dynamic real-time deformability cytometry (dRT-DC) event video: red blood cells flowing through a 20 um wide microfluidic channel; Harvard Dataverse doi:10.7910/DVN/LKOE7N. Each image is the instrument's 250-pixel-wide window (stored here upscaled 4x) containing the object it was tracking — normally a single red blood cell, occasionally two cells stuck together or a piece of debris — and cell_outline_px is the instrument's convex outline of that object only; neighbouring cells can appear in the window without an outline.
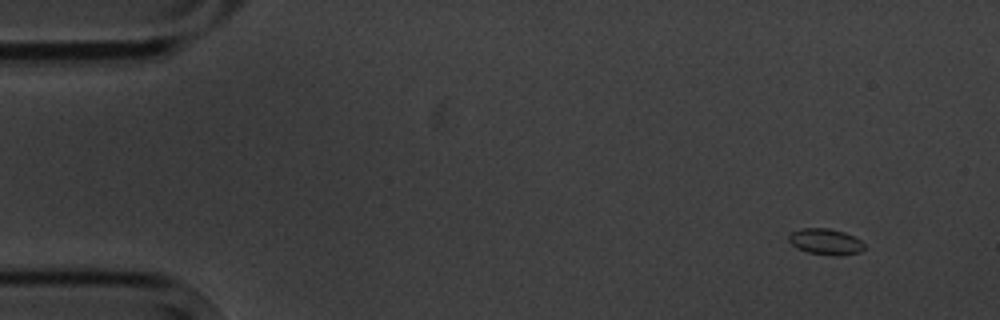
{"species": "common noctule bat (a hibernating species)", "species_latin": "Nyctalus noctula", "temperature_condition": "cold", "stored_images_in_passage": 5, "camera_frame_rate_fps": 3000, "um_per_image_px": 0.085, "animal": {"sex": "male", "body_mass_g": 20.1, "forearm_length_mm": 53.5}, "frame": {"image": 1, "passage_image": 1, "time_ms": 0.0, "image_size_px": [1000, 320], "cell_outline_px": [[864, 248], [860, 252], [808, 252], [792, 244], [788, 240], [788, 236], [792, 232], [804, 228], [828, 228], [844, 232], [860, 240], [864, 244]], "centroid_in_image_um": [70.13, 20.47], "position_along_channel_um": 14.9, "area_um2": 10.46}}
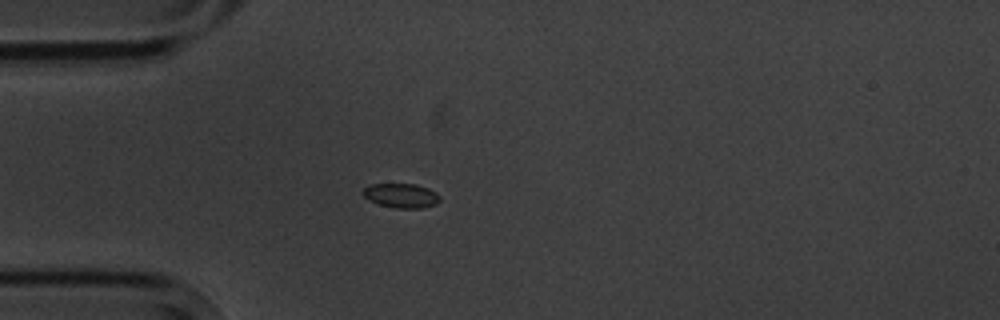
{"frame": {"image": 2, "passage_image": 4, "time_ms": 3.667, "image_size_px": [1000, 320], "cell_outline_px": [[440, 200], [436, 204], [420, 208], [396, 208], [380, 204], [368, 200], [364, 196], [364, 188], [372, 184], [416, 184], [428, 188], [436, 192], [440, 196]], "centroid_in_image_um": [34.14, 16.62], "position_along_channel_um": 50.9, "area_um2": 10.81}}